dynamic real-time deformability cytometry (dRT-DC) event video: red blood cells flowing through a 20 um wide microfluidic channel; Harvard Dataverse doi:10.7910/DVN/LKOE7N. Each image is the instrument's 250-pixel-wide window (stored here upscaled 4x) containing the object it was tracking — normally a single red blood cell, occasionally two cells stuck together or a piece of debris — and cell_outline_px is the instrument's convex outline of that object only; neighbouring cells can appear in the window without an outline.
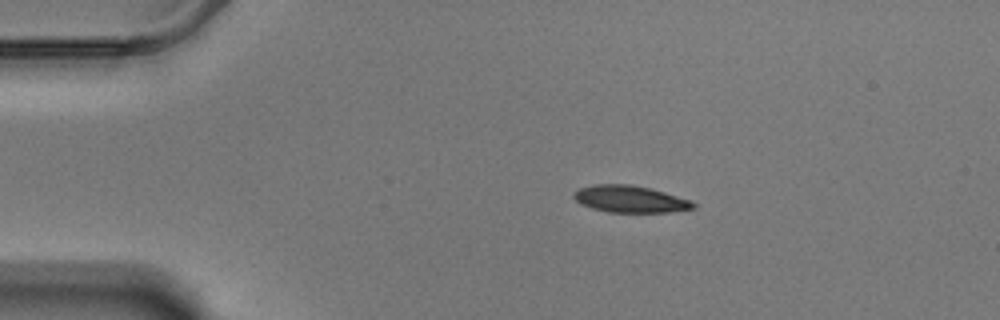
{"species": "Egyptian fruit bat (a non-hibernating species)", "species_latin": "Rousettus aegyptiacus", "temperature_condition": "warm", "stored_images_in_passage": 48, "camera_frame_rate_fps": 3000, "um_per_image_px": 0.085, "animal": {"sex": "male"}, "frame": {"image": 1, "passage_image": 1, "time_ms": 0.0, "image_size_px": [1000, 320], "cell_outline_px": [[696, 208], [672, 212], [608, 212], [592, 208], [580, 204], [572, 196], [572, 192], [580, 188], [596, 184], [632, 184], [652, 188], [692, 200], [696, 204]], "centroid_in_image_um": [53.58, 16.91], "position_along_channel_um": 31.4, "area_um2": 19.02}}
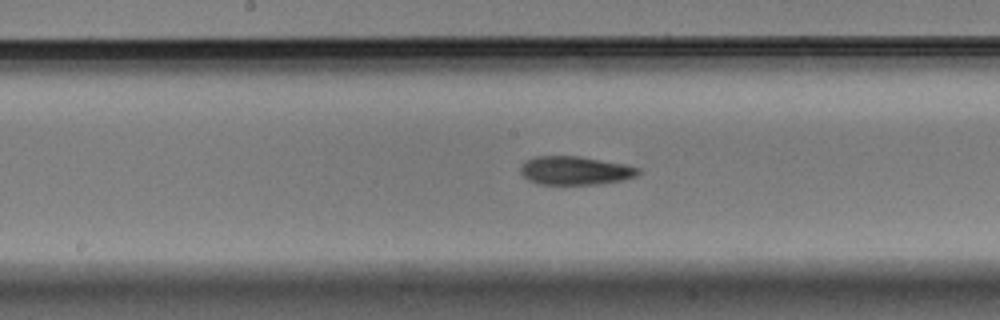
{"frame": {"image": 2, "passage_image": 20, "time_ms": 6.333, "image_size_px": [1000, 320], "cell_outline_px": [[640, 172], [636, 176], [624, 180], [600, 184], [536, 184], [528, 180], [520, 172], [520, 164], [524, 160], [536, 156], [580, 156], [624, 164], [640, 168]], "centroid_in_image_um": [48.86, 14.49], "position_along_channel_um": 199.3, "area_um2": 19.77}}
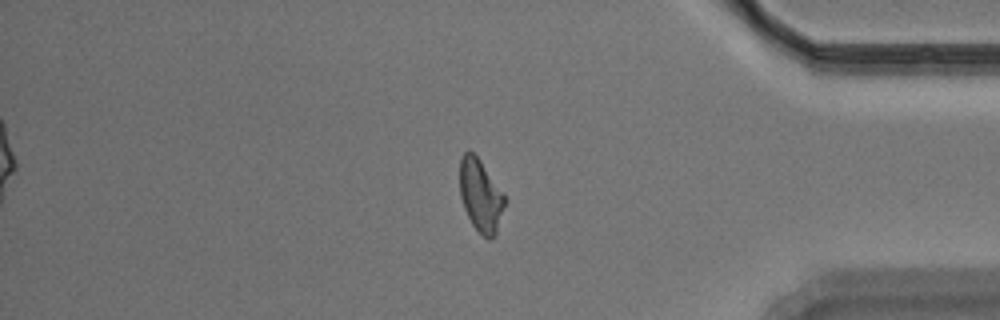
{"frame": {"image": 3, "passage_image": 39, "time_ms": 12.667, "image_size_px": [1000, 320], "cell_outline_px": [[504, 204], [496, 236], [492, 240], [488, 240], [472, 224], [464, 208], [460, 196], [460, 160], [464, 152], [468, 148], [480, 160], [504, 196]], "centroid_in_image_um": [40.82, 16.63], "position_along_channel_um": 394.4, "area_um2": 18.61}, "authors_computed_cell_mechanics": {"area_um2": 19.6809, "velocity_mm_per_s": 3.4648, "shape_relaxation_time_tau1_ms": 4.2839, "shape_relaxation_time_tau2_ms": 4.0329, "deformation_change_tau1": 0.1591, "deformation_change_tau2": 0.1048}}